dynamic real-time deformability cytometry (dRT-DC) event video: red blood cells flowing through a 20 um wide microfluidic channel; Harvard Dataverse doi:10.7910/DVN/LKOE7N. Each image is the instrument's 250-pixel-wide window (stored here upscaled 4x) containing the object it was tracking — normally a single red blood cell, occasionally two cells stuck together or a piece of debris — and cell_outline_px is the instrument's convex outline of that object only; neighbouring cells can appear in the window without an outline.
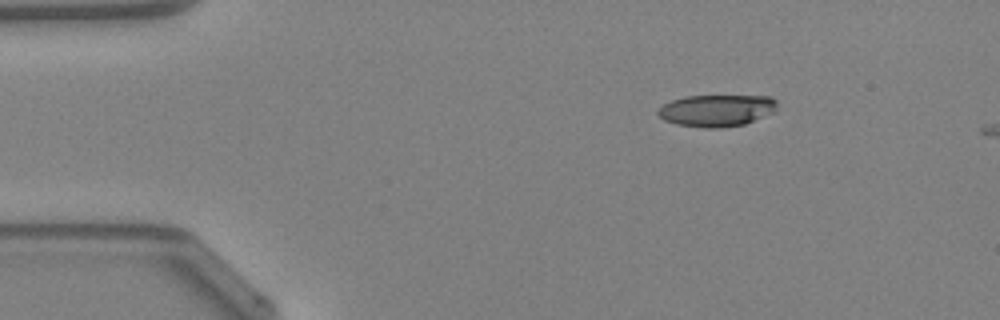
{"species": "Egyptian fruit bat (a non-hibernating species)", "species_latin": "Rousettus aegyptiacus", "temperature_condition": "warm", "stored_images_in_passage": 2, "camera_frame_rate_fps": 3000, "um_per_image_px": 0.085, "animal": {"sex": "female"}, "frame": {"image": 1, "passage_image": 1, "time_ms": 0.0, "image_size_px": [1000, 320], "cell_outline_px": [[776, 108], [772, 112], [744, 124], [720, 128], [704, 128], [676, 124], [664, 120], [656, 112], [664, 104], [672, 100], [684, 96], [772, 96], [776, 100]], "centroid_in_image_um": [60.89, 9.39], "position_along_channel_um": 24.1, "area_um2": 21.96}}